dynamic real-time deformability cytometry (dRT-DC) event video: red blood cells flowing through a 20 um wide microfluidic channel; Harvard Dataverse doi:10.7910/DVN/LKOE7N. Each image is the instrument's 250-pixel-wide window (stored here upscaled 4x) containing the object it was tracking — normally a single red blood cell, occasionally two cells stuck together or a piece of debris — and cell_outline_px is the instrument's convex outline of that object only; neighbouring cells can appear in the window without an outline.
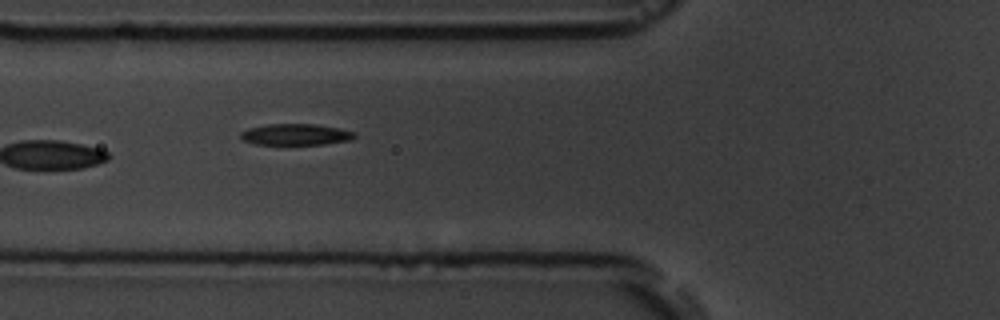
{"species": "common noctule bat (a hibernating species)", "species_latin": "Nyctalus noctula", "temperature_condition": "room temperature", "stored_images_in_passage": 12, "camera_frame_rate_fps": 3000, "um_per_image_px": 0.085, "animal": {"sex": "male", "body_mass_g": 19.5, "forearm_length_mm": 54.6}, "frame": {"image": 1, "passage_image": 3, "time_ms": 2.333, "image_size_px": [1000, 320], "cell_outline_px": [[356, 136], [352, 140], [324, 144], [256, 144], [244, 140], [240, 136], [240, 132], [248, 128], [268, 124], [316, 124], [340, 128], [356, 132]], "centroid_in_image_um": [25.18, 11.42], "position_along_channel_um": 100.6, "area_um2": 14.16}, "authors_computed_cell_mechanics": {"area_um2": 18.0336, "velocity_mm_per_s": 3.6155, "shape_relaxation_time_tau1_ms": null, "shape_relaxation_time_tau2_ms": 8.6941, "deformation_change_tau1": null, "deformation_change_tau2": 0.1447}}